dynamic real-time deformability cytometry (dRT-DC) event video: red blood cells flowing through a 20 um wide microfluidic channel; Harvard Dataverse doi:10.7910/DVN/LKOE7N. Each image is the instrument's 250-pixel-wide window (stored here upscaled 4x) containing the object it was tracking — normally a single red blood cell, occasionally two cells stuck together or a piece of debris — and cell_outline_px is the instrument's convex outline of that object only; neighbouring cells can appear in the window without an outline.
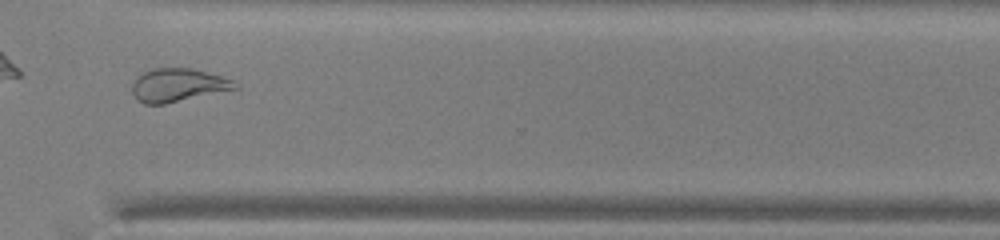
{"species": "common noctule bat (a hibernating species)", "species_latin": "Nyctalus noctula", "temperature_condition": "warm", "stored_images_in_passage": 33, "camera_frame_rate_fps": 3000, "um_per_image_px": 0.085, "animal": {"sex": "male", "body_mass_g": 13.0, "forearm_length_mm": 53.1}, "frame": {"image": 1, "passage_image": 24, "time_ms": 7.667, "image_size_px": [1000, 240], "cell_outline_px": [[240, 88], [164, 104], [144, 104], [136, 100], [132, 92], [132, 84], [136, 76], [152, 68], [192, 68], [208, 72], [232, 80]], "centroid_in_image_um": [15.09, 7.23], "position_along_channel_um": 355.5, "area_um2": 20.0}, "authors_computed_cell_mechanics": {"area_um2": 18.785, "velocity_mm_per_s": 3.9313, "shape_relaxation_time_tau1_ms": 11.3953, "shape_relaxation_time_tau2_ms": 1.9285, "deformation_change_tau1": 0.3079, "deformation_change_tau2": 0.1106}}